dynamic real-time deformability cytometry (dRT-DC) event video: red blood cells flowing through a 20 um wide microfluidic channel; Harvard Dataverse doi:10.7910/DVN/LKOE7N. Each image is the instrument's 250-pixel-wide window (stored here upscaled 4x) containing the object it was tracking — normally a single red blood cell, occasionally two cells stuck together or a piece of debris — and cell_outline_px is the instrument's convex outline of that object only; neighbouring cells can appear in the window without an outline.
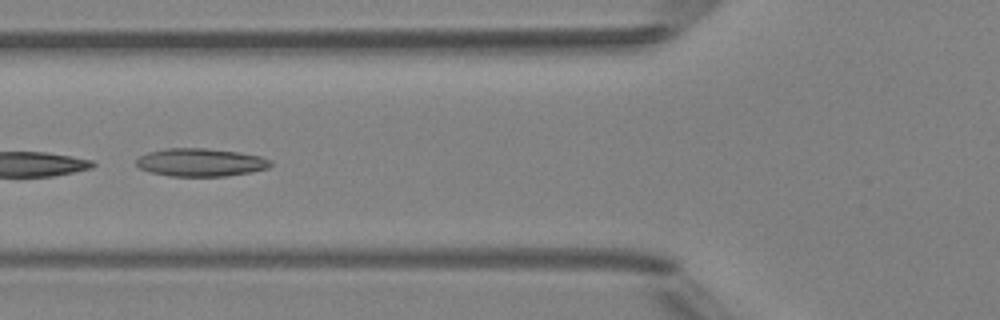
{"species": "Egyptian fruit bat (a non-hibernating species)", "species_latin": "Rousettus aegyptiacus", "temperature_condition": "room temperature", "stored_images_in_passage": 7, "segment_of_instrument_passage": [2, 2], "camera_frame_rate_fps": 3000, "um_per_image_px": 0.085, "animal": {"sex": "female"}, "frame": {"image": 1, "passage_image": 6, "time_ms": 6.0, "image_size_px": [1000, 320], "cell_outline_px": [[272, 164], [268, 168], [252, 172], [224, 176], [168, 176], [148, 172], [140, 168], [136, 164], [136, 160], [140, 156], [148, 152], [168, 148], [204, 148], [240, 152], [260, 156], [272, 160]], "centroid_in_image_um": [17.06, 13.8], "position_along_channel_um": 108.7, "area_um2": 22.02}}
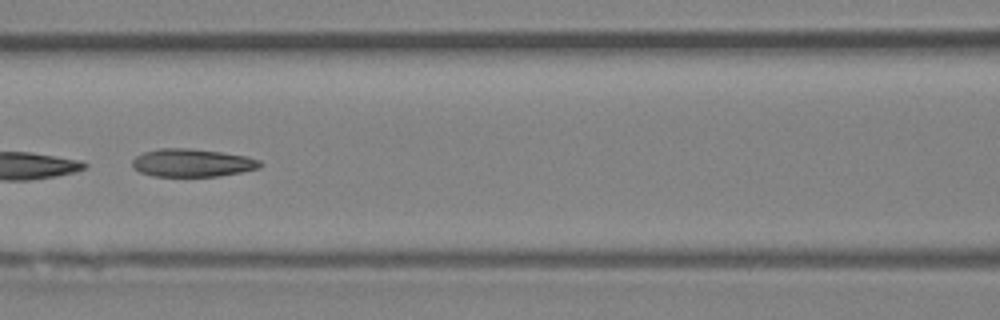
{"frame": {"image": 2, "passage_image": 7, "time_ms": 7.0, "image_size_px": [1000, 320], "cell_outline_px": [[260, 168], [220, 176], [152, 176], [140, 172], [132, 168], [132, 160], [136, 156], [144, 152], [160, 148], [188, 148], [220, 152], [248, 156], [260, 160]], "centroid_in_image_um": [16.31, 13.84], "position_along_channel_um": 150.3, "area_um2": 20.81}}